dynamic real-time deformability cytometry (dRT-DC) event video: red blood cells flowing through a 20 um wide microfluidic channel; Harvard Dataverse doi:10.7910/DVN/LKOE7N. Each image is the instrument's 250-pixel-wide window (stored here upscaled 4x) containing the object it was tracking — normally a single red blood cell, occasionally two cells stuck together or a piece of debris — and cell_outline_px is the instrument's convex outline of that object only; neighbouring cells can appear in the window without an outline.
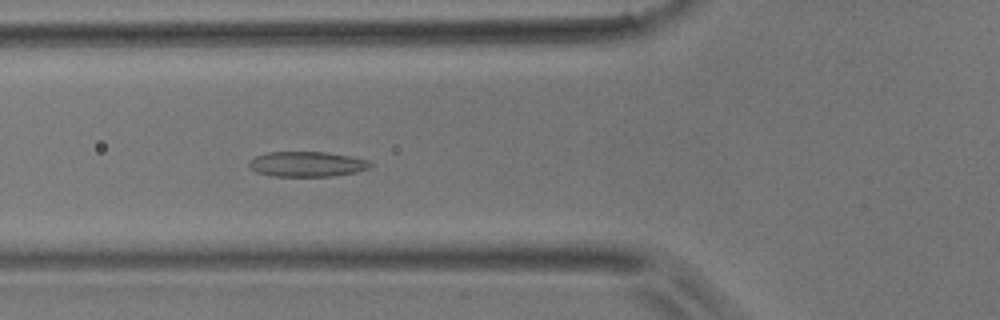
{"species": "common noctule bat (a hibernating species)", "species_latin": "Nyctalus noctula", "temperature_condition": "room temperature", "stored_images_in_passage": 44, "camera_frame_rate_fps": 3000, "um_per_image_px": 0.085, "animal": {"sex": "male", "body_mass_g": 17.9}, "frame": {"image": 1, "passage_image": 12, "time_ms": 3.667, "image_size_px": [1000, 320], "cell_outline_px": [[372, 164], [368, 168], [356, 172], [332, 176], [272, 176], [256, 172], [248, 168], [248, 160], [256, 156], [268, 152], [328, 152], [352, 156], [368, 160]], "centroid_in_image_um": [26.06, 13.94], "position_along_channel_um": 99.7, "area_um2": 17.92}}
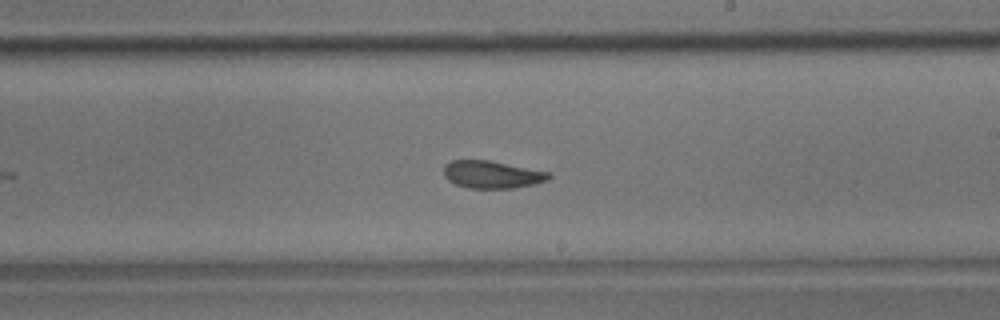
{"frame": {"image": 2, "passage_image": 23, "time_ms": 7.333, "image_size_px": [1000, 320], "cell_outline_px": [[552, 176], [548, 180], [516, 188], [468, 188], [456, 184], [448, 180], [444, 176], [444, 164], [452, 160], [488, 160], [548, 172]], "centroid_in_image_um": [41.79, 14.83], "position_along_channel_um": 247.2, "area_um2": 16.7}}
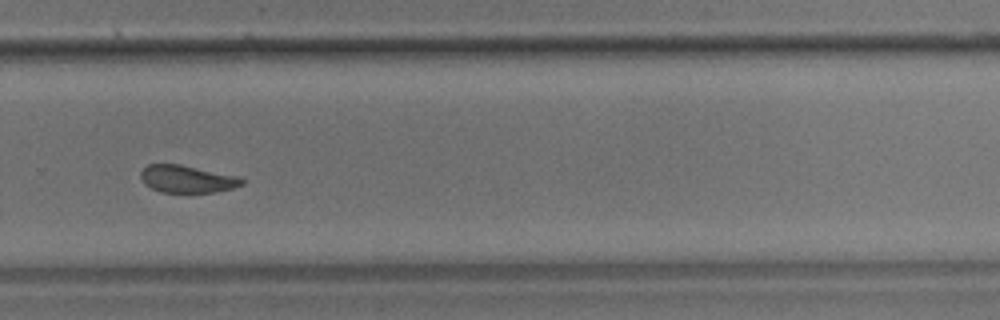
{"frame": {"image": 3, "passage_image": 28, "time_ms": 9.0, "image_size_px": [1000, 320], "cell_outline_px": [[244, 184], [232, 188], [216, 192], [160, 192], [144, 184], [140, 176], [140, 172], [148, 164], [180, 164], [236, 176], [244, 180]], "centroid_in_image_um": [15.87, 15.21], "position_along_channel_um": 313.9, "area_um2": 16.01}}